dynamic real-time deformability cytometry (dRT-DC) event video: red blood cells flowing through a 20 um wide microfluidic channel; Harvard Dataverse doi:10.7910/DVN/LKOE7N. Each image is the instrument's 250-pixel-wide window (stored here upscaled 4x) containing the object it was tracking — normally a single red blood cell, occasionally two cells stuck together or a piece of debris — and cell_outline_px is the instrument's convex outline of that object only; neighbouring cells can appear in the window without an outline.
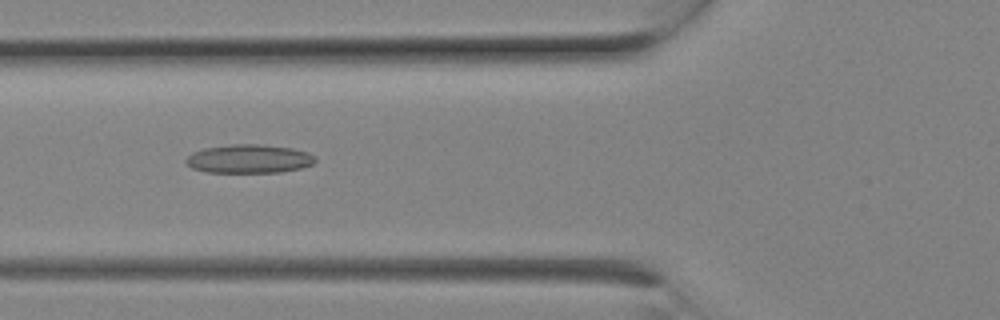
{"species": "Egyptian fruit bat (a non-hibernating species)", "species_latin": "Rousettus aegyptiacus", "temperature_condition": "room temperature", "stored_images_in_passage": 9, "camera_frame_rate_fps": 3000, "um_per_image_px": 0.085, "animal": {"sex": "female"}, "frame": {"image": 1, "passage_image": 8, "time_ms": 2.333, "image_size_px": [1000, 320], "cell_outline_px": [[316, 160], [312, 164], [300, 168], [280, 172], [208, 172], [192, 168], [184, 160], [192, 152], [204, 148], [232, 144], [260, 144], [292, 148], [308, 152], [316, 156]], "centroid_in_image_um": [21.17, 13.49], "position_along_channel_um": 104.6, "area_um2": 21.56}}
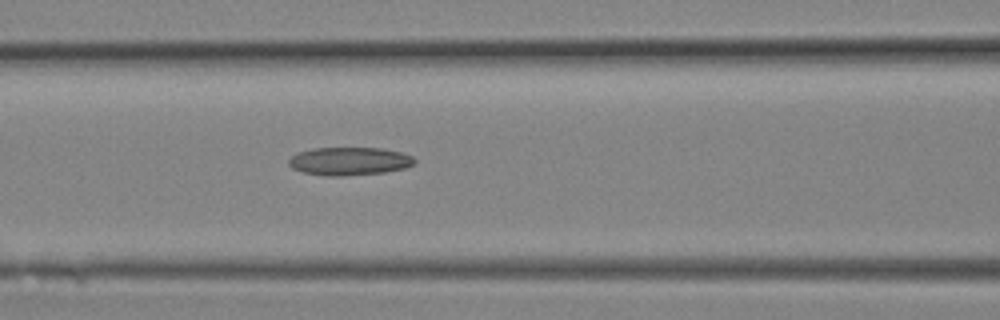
{"frame": {"image": 2, "passage_image": 9, "time_ms": 2.667, "image_size_px": [1000, 320], "cell_outline_px": [[416, 164], [404, 168], [384, 172], [340, 176], [328, 176], [300, 172], [292, 168], [288, 164], [288, 160], [296, 152], [312, 148], [380, 148], [400, 152], [412, 156], [416, 160]], "centroid_in_image_um": [29.66, 13.7], "position_along_channel_um": 136.9, "area_um2": 20.69}}